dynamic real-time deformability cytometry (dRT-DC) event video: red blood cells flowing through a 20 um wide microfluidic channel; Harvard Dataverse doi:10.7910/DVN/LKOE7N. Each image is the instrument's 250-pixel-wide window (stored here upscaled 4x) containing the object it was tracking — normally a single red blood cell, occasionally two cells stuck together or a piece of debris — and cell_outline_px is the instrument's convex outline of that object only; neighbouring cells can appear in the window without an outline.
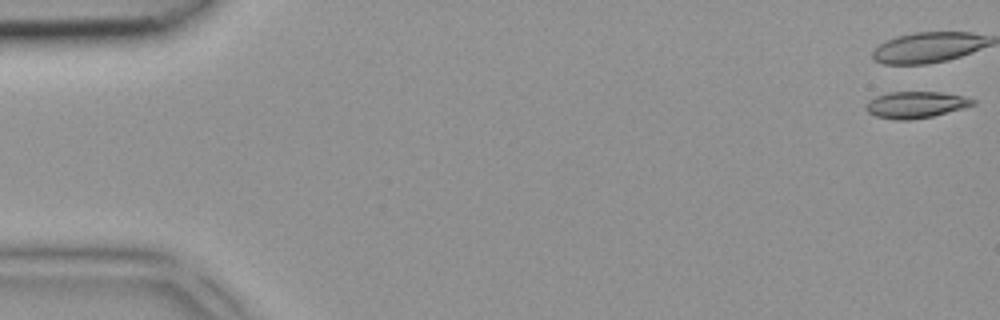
{"species": "common noctule bat (a hibernating species)", "species_latin": "Nyctalus noctula", "temperature_condition": "room temperature", "stored_images_in_passage": 4, "camera_frame_rate_fps": 3000, "um_per_image_px": 0.085, "animal": {"sex": "female", "body_mass_g": 18.4}, "frame": {"image": 1, "passage_image": 1, "time_ms": 0.0, "image_size_px": [1000, 320], "cell_outline_px": [[976, 104], [964, 108], [932, 116], [908, 120], [896, 120], [876, 116], [868, 112], [864, 108], [868, 100], [876, 96], [888, 92], [940, 92], [964, 96], [976, 100]], "centroid_in_image_um": [77.83, 8.9], "position_along_channel_um": 7.2, "area_um2": 16.59}}